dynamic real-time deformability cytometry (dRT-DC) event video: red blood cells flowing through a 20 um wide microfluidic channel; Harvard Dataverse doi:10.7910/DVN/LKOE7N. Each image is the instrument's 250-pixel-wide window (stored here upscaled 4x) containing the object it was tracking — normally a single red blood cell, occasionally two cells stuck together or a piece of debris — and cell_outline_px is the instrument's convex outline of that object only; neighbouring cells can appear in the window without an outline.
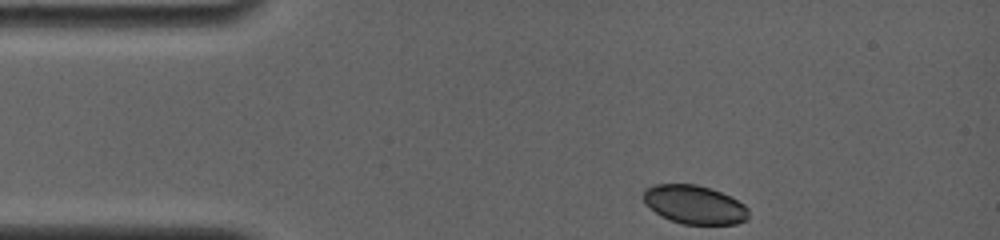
{"species": "common noctule bat (a hibernating species)", "species_latin": "Nyctalus noctula", "temperature_condition": "room temperature", "stored_images_in_passage": 24, "camera_frame_rate_fps": 4000, "um_per_image_px": 0.085, "animal": {"sex": "female", "body_mass_g": 19.0, "forearm_length_mm": 56.7}, "frame": {"image": 1, "passage_image": 1, "time_ms": 0.0, "image_size_px": [1000, 240], "cell_outline_px": [[748, 220], [736, 224], [684, 224], [672, 220], [656, 212], [644, 204], [644, 188], [656, 184], [696, 184], [720, 192], [744, 204], [748, 208]], "centroid_in_image_um": [59.03, 17.39], "position_along_channel_um": 26.0, "area_um2": 23.47}}
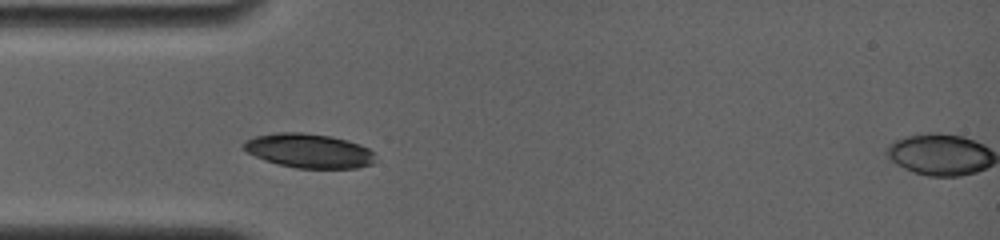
{"frame": {"image": 2, "passage_image": 22, "time_ms": 2.25, "image_size_px": [1000, 240], "cell_outline_px": [[372, 164], [356, 168], [296, 168], [264, 160], [248, 152], [244, 148], [244, 140], [256, 136], [276, 132], [300, 132], [332, 136], [348, 140], [360, 144], [368, 148], [372, 152]], "centroid_in_image_um": [26.24, 12.8], "position_along_channel_um": 58.8, "area_um2": 26.07}}